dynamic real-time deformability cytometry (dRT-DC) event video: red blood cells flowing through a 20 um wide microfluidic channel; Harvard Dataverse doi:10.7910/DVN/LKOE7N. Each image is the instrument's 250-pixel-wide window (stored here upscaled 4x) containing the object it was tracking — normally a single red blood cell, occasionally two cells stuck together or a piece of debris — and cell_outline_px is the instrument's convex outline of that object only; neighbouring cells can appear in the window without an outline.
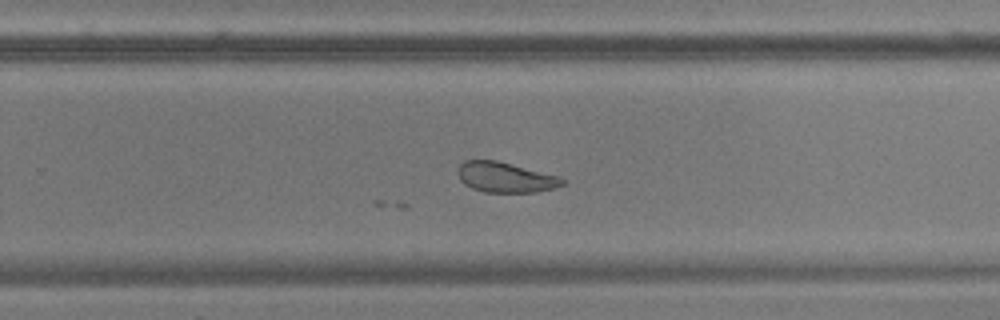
{"species": "common noctule bat (a hibernating species)", "species_latin": "Nyctalus noctula", "temperature_condition": "warm", "stored_images_in_passage": 39, "camera_frame_rate_fps": 3000, "um_per_image_px": 0.085, "animal": {"sex": "male", "body_mass_g": 17.9, "forearm_length_mm": 54.2}, "frame": {"image": 1, "passage_image": 20, "time_ms": 6.333, "image_size_px": [1000, 320], "cell_outline_px": [[564, 184], [556, 188], [536, 192], [484, 192], [472, 188], [464, 184], [460, 180], [456, 172], [456, 168], [464, 160], [496, 160], [556, 176], [564, 180]], "centroid_in_image_um": [42.88, 15.08], "position_along_channel_um": 286.9, "area_um2": 18.32}}
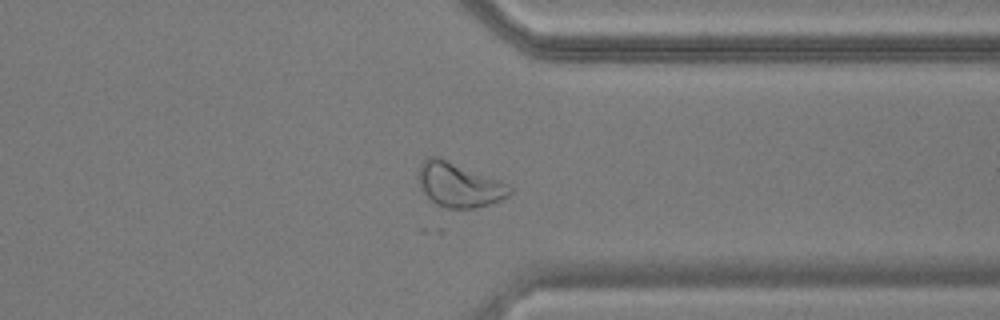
{"frame": {"image": 2, "passage_image": 27, "time_ms": 8.667, "image_size_px": [1000, 320], "cell_outline_px": [[512, 192], [508, 196], [500, 200], [476, 208], [444, 208], [432, 200], [420, 188], [416, 176], [420, 164], [428, 156], [440, 156], [508, 184], [512, 188]], "centroid_in_image_um": [38.98, 15.69], "position_along_channel_um": 372.4, "area_um2": 23.7}}
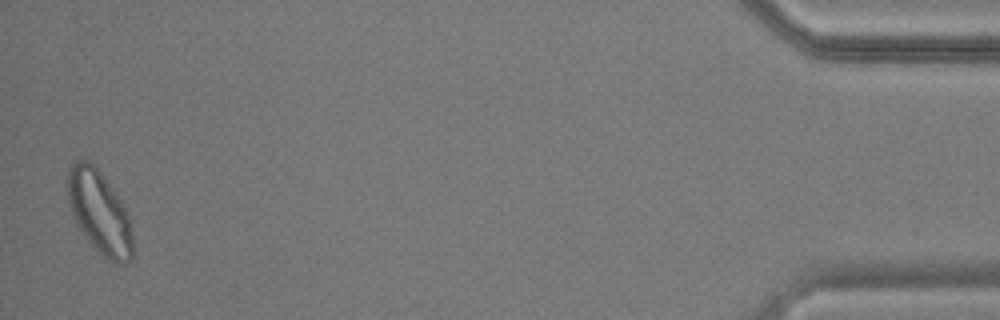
{"frame": {"image": 3, "passage_image": 38, "time_ms": 12.333, "image_size_px": [1000, 320], "cell_outline_px": [[132, 256], [124, 264], [116, 264], [108, 260], [84, 236], [76, 224], [72, 216], [68, 204], [68, 168], [76, 160], [88, 160], [100, 172], [112, 188], [120, 200], [128, 216], [132, 232]], "centroid_in_image_um": [8.43, 18.05], "position_along_channel_um": 426.8, "area_um2": 31.1}}